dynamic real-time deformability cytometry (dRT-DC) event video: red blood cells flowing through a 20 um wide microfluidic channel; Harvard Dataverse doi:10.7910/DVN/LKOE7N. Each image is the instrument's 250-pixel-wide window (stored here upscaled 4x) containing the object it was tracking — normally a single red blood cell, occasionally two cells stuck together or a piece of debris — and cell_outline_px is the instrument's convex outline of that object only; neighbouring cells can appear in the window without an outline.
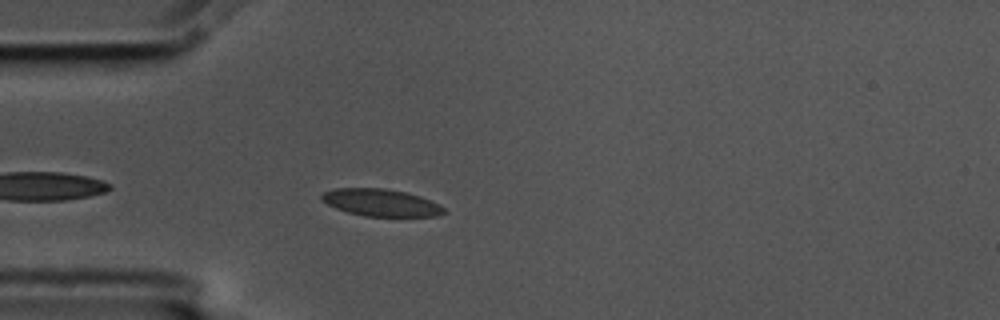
{"species": "common noctule bat (a hibernating species)", "species_latin": "Nyctalus noctula", "temperature_condition": "cold", "stored_images_in_passage": 45, "camera_frame_rate_fps": 3000, "um_per_image_px": 0.085, "animal": {"sex": "male", "body_mass_g": 17.5, "forearm_length_mm": 52.3}, "frame": {"image": 1, "passage_image": 4, "time_ms": 1.0, "image_size_px": [1000, 320], "cell_outline_px": [[444, 212], [436, 216], [364, 216], [348, 212], [336, 208], [320, 200], [320, 196], [324, 192], [336, 188], [384, 188], [408, 192], [420, 196], [440, 204], [444, 208]], "centroid_in_image_um": [32.37, 17.21], "position_along_channel_um": 52.6, "area_um2": 19.36}}
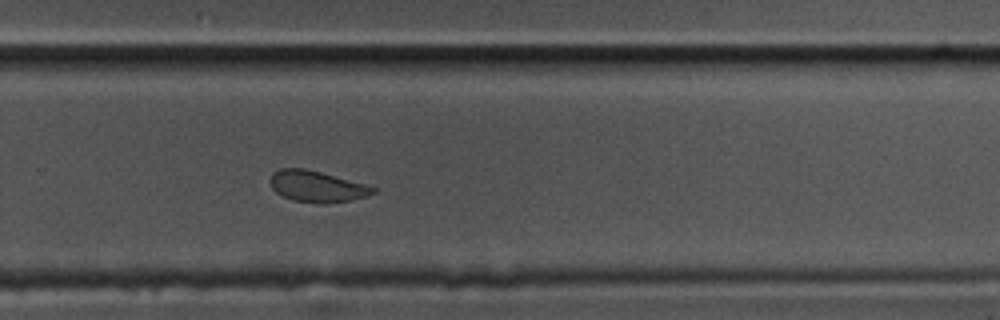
{"frame": {"image": 2, "passage_image": 26, "time_ms": 8.333, "image_size_px": [1000, 320], "cell_outline_px": [[376, 192], [368, 196], [352, 200], [328, 204], [320, 204], [292, 200], [276, 192], [272, 188], [272, 172], [280, 168], [304, 168], [320, 172], [364, 184], [376, 188]], "centroid_in_image_um": [26.95, 15.86], "position_along_channel_um": 302.8, "area_um2": 18.61}}
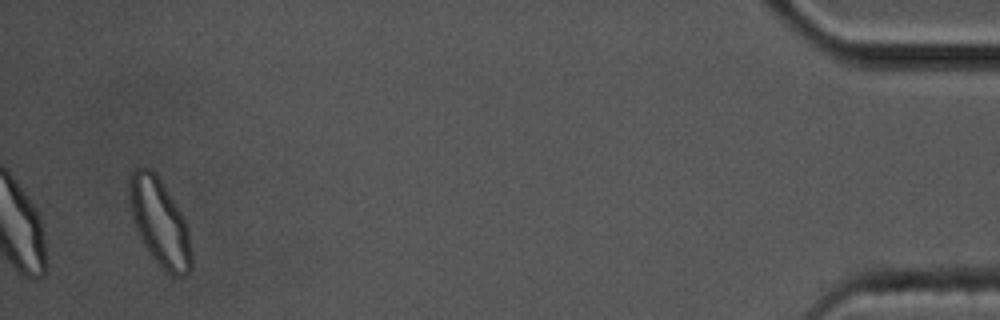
{"frame": {"image": 3, "passage_image": 43, "time_ms": 14.0, "image_size_px": [1000, 320], "cell_outline_px": [[192, 268], [188, 272], [180, 276], [172, 276], [152, 256], [144, 244], [136, 228], [132, 216], [128, 192], [128, 180], [132, 168], [148, 168], [156, 172], [176, 204], [188, 228], [192, 256]], "centroid_in_image_um": [13.56, 18.85], "position_along_channel_um": 421.6, "area_um2": 31.27}}